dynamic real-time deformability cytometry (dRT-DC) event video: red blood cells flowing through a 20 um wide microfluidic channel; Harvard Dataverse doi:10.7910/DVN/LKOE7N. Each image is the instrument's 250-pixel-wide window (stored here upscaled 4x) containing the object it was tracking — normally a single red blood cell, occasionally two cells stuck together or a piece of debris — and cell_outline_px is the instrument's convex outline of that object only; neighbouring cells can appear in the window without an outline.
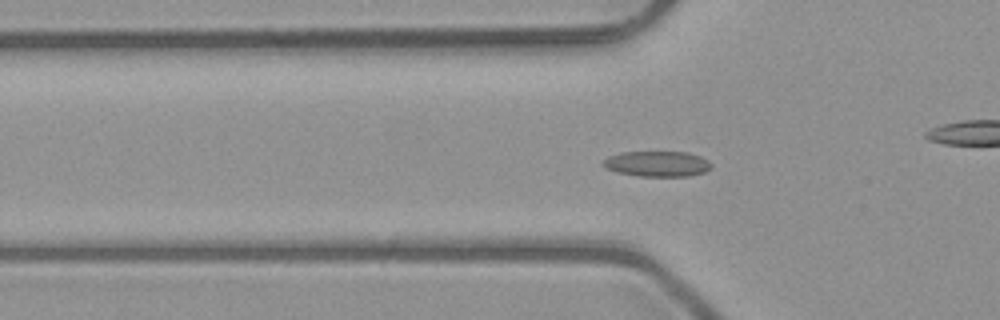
{"species": "common noctule bat (a hibernating species)", "species_latin": "Nyctalus noctula", "temperature_condition": "room temperature", "stored_images_in_passage": 41, "camera_frame_rate_fps": 3000, "um_per_image_px": 0.085, "animal": {"sex": "male", "body_mass_g": 23.1, "forearm_length_mm": 52.7}, "frame": {"image": 1, "passage_image": 6, "time_ms": 1.667, "image_size_px": [1000, 320], "cell_outline_px": [[712, 168], [704, 172], [692, 176], [636, 176], [616, 172], [600, 164], [608, 156], [620, 152], [688, 152], [700, 156], [708, 160], [712, 164]], "centroid_in_image_um": [55.88, 13.93], "position_along_channel_um": 69.9, "area_um2": 16.24}}
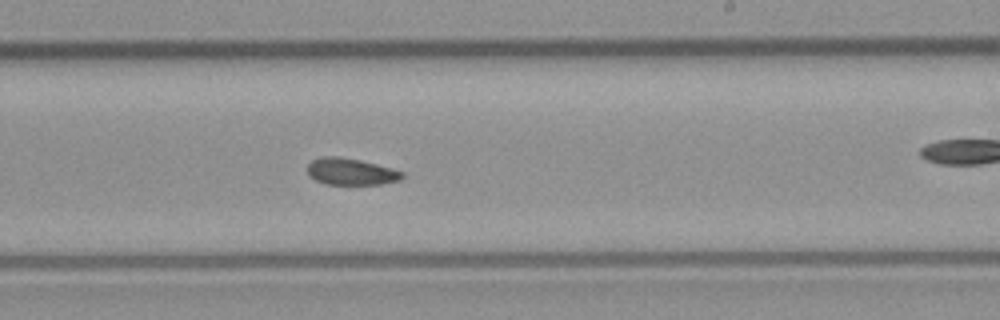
{"frame": {"image": 2, "passage_image": 20, "time_ms": 6.333, "image_size_px": [1000, 320], "cell_outline_px": [[404, 176], [400, 180], [380, 184], [324, 184], [308, 176], [308, 164], [312, 160], [320, 156], [340, 156], [360, 160], [392, 168], [404, 172]], "centroid_in_image_um": [29.81, 14.58], "position_along_channel_um": 259.2, "area_um2": 14.85}}
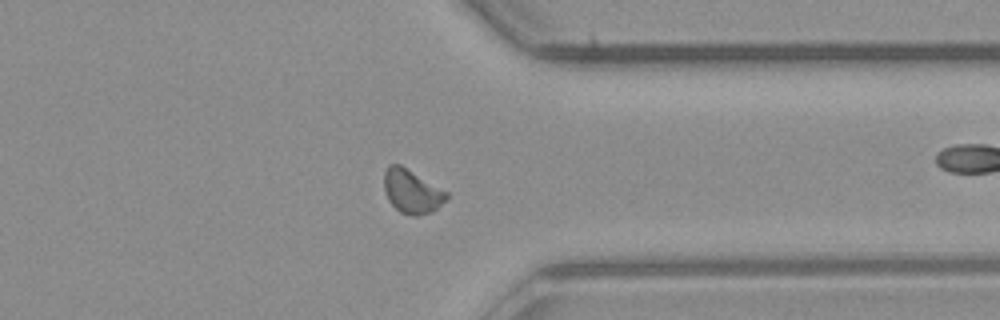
{"frame": {"image": 3, "passage_image": 29, "time_ms": 9.333, "image_size_px": [1000, 320], "cell_outline_px": [[448, 196], [432, 212], [416, 216], [400, 212], [388, 200], [384, 188], [384, 172], [388, 164], [400, 164], [448, 192]], "centroid_in_image_um": [34.98, 16.25], "position_along_channel_um": 376.4, "area_um2": 15.72}, "authors_computed_cell_mechanics": {"area_um2": 15.4326, "velocity_mm_per_s": 4.0415, "shape_relaxation_time_tau1_ms": null, "shape_relaxation_time_tau2_ms": 4.5192, "deformation_change_tau1": null, "deformation_change_tau2": 0.0566}}